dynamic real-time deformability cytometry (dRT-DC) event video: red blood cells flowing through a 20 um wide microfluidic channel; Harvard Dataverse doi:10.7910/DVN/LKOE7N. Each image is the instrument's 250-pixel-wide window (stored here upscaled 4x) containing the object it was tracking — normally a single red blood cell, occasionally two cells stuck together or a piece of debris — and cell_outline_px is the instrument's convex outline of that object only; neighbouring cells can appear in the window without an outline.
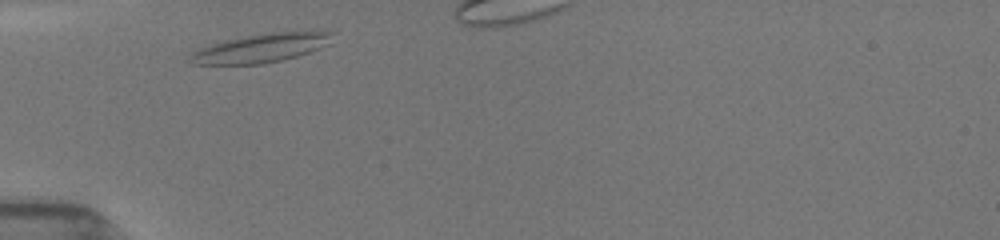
{"species": "common noctule bat (a hibernating species)", "species_latin": "Nyctalus noctula", "temperature_condition": "room temperature", "stored_images_in_passage": 7, "camera_frame_rate_fps": 3000, "um_per_image_px": 0.085, "animal": {"sex": "female", "body_mass_g": 19.5, "forearm_length_mm": 54.1}, "frame": {"image": 1, "passage_image": 1, "time_ms": 0.0, "image_size_px": [1000, 240], "cell_outline_px": [[332, 32], [328, 44], [320, 48], [296, 56], [280, 60], [260, 64], [192, 64], [188, 60], [188, 56], [192, 52], [212, 44], [228, 40], [248, 36], [272, 32], [308, 28]], "centroid_in_image_um": [22.26, 4.05], "position_along_channel_um": 62.7, "area_um2": 23.93}}
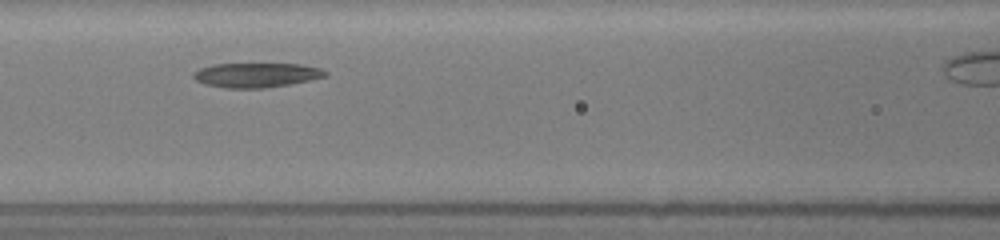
{"frame": {"image": 2, "passage_image": 4, "time_ms": 2.333, "image_size_px": [1000, 240], "cell_outline_px": [[328, 76], [288, 84], [264, 88], [224, 88], [204, 84], [196, 80], [192, 76], [192, 72], [200, 68], [212, 64], [300, 64], [320, 68], [328, 72]], "centroid_in_image_um": [21.75, 6.38], "position_along_channel_um": 144.8, "area_um2": 18.84}}
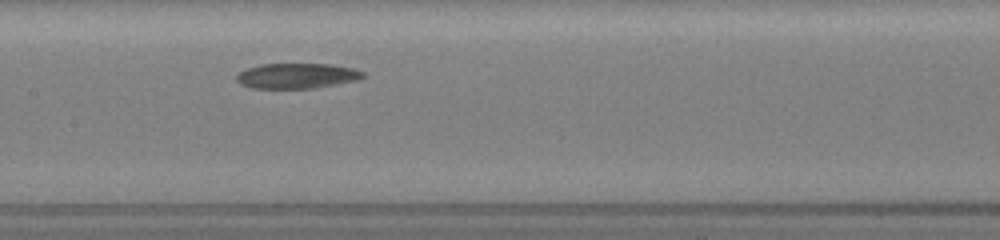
{"frame": {"image": 3, "passage_image": 5, "time_ms": 3.333, "image_size_px": [1000, 240], "cell_outline_px": [[368, 76], [360, 80], [316, 88], [252, 88], [240, 84], [236, 80], [236, 76], [240, 72], [248, 68], [260, 64], [332, 64], [352, 68], [364, 72]], "centroid_in_image_um": [25.29, 6.45], "position_along_channel_um": 182.1, "area_um2": 18.79}}